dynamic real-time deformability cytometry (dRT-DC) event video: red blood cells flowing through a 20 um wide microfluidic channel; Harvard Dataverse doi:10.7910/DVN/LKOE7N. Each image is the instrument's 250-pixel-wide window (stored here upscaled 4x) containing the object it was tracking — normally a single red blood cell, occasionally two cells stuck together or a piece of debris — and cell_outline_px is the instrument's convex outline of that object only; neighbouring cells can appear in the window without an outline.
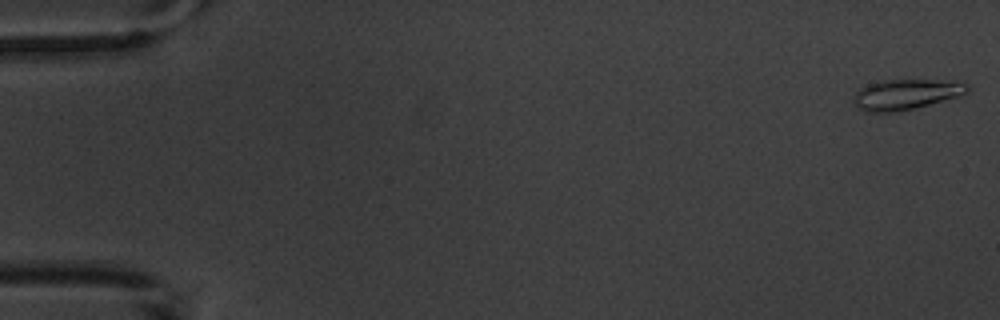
{"species": "common noctule bat (a hibernating species)", "species_latin": "Nyctalus noctula", "temperature_condition": "warm", "stored_images_in_passage": 8, "camera_frame_rate_fps": 3000, "um_per_image_px": 0.085, "animal": {"sex": "male", "body_mass_g": 20.1, "forearm_length_mm": 53.5}, "frame": {"image": 1, "passage_image": 1, "time_ms": 0.0, "image_size_px": [1000, 320], "cell_outline_px": [[968, 92], [960, 96], [916, 108], [900, 112], [864, 112], [852, 104], [852, 100], [856, 92], [860, 88], [868, 84], [884, 80], [936, 80], [968, 84]], "centroid_in_image_um": [76.94, 8.05], "position_along_channel_um": 8.1, "area_um2": 20.23}}
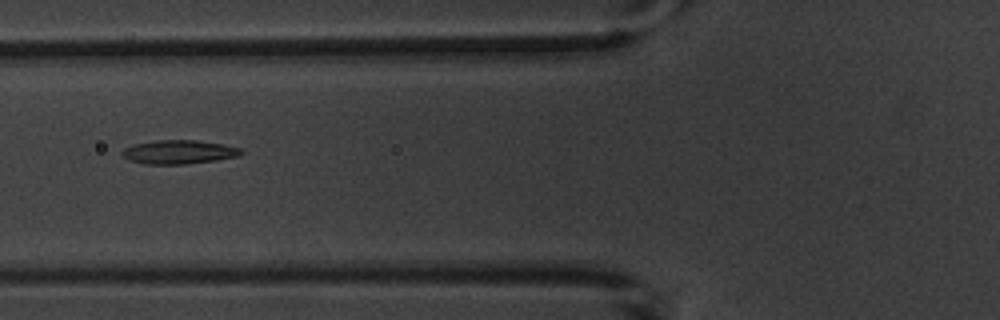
{"frame": {"image": 2, "passage_image": 7, "time_ms": 7.0, "image_size_px": [1000, 320], "cell_outline_px": [[244, 152], [240, 156], [216, 160], [184, 164], [144, 164], [132, 160], [124, 156], [120, 152], [124, 148], [132, 144], [156, 140], [196, 140], [224, 144], [240, 148]], "centroid_in_image_um": [15.22, 12.91], "position_along_channel_um": 110.6, "area_um2": 16.53}}
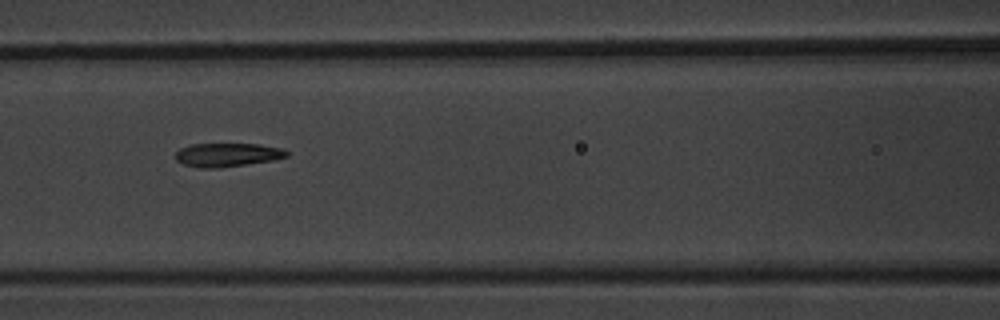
{"frame": {"image": 3, "passage_image": 8, "time_ms": 8.0, "image_size_px": [1000, 320], "cell_outline_px": [[288, 156], [272, 160], [220, 168], [200, 168], [184, 164], [176, 160], [176, 152], [180, 148], [192, 144], [256, 144], [284, 148], [288, 152]], "centroid_in_image_um": [19.32, 13.16], "position_along_channel_um": 147.3, "area_um2": 15.26}}